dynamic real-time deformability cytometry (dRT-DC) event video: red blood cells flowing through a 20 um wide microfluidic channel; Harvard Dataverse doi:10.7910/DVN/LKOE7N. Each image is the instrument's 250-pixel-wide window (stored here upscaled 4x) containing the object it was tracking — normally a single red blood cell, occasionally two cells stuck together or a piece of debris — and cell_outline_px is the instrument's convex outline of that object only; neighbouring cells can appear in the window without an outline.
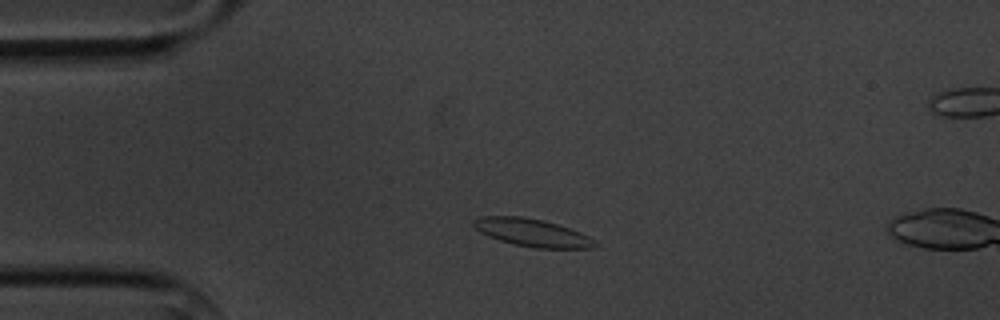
{"species": "common noctule bat (a hibernating species)", "species_latin": "Nyctalus noctula", "temperature_condition": "cold", "stored_images_in_passage": 2, "camera_frame_rate_fps": 3000, "um_per_image_px": 0.085, "animal": {"sex": "male", "body_mass_g": 20.1, "forearm_length_mm": 53.5}, "frame": {"image": 1, "passage_image": 1, "time_ms": 0.0, "image_size_px": [1000, 320], "cell_outline_px": [[600, 244], [592, 248], [532, 248], [512, 244], [488, 236], [480, 232], [472, 224], [472, 220], [480, 216], [524, 216], [572, 228], [596, 240]], "centroid_in_image_um": [45.25, 19.78], "position_along_channel_um": 39.8, "area_um2": 19.77}}